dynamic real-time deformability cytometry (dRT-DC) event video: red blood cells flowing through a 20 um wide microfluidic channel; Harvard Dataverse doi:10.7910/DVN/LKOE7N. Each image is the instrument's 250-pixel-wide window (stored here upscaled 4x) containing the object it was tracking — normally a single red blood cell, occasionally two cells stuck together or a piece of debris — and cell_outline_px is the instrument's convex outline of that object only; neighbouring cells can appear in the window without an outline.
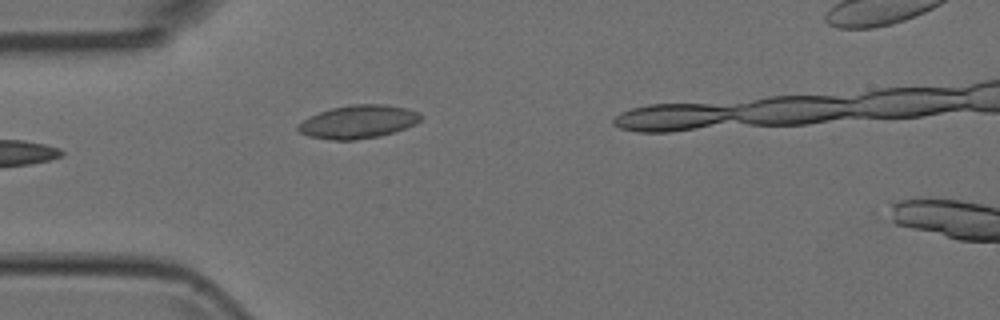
{"species": "Egyptian fruit bat (a non-hibernating species)", "species_latin": "Rousettus aegyptiacus", "temperature_condition": "room temperature", "stored_images_in_passage": 3, "camera_frame_rate_fps": 3000, "um_per_image_px": 0.085, "animal": {"sex": "female"}, "frame": {"image": 1, "passage_image": 2, "time_ms": 0.333, "image_size_px": [1000, 320], "cell_outline_px": [[424, 116], [416, 124], [380, 136], [352, 140], [332, 140], [308, 136], [300, 132], [296, 128], [296, 124], [320, 112], [332, 108], [352, 104], [384, 104], [408, 108], [420, 112]], "centroid_in_image_um": [30.47, 10.34], "position_along_channel_um": 54.5, "area_um2": 23.76}}